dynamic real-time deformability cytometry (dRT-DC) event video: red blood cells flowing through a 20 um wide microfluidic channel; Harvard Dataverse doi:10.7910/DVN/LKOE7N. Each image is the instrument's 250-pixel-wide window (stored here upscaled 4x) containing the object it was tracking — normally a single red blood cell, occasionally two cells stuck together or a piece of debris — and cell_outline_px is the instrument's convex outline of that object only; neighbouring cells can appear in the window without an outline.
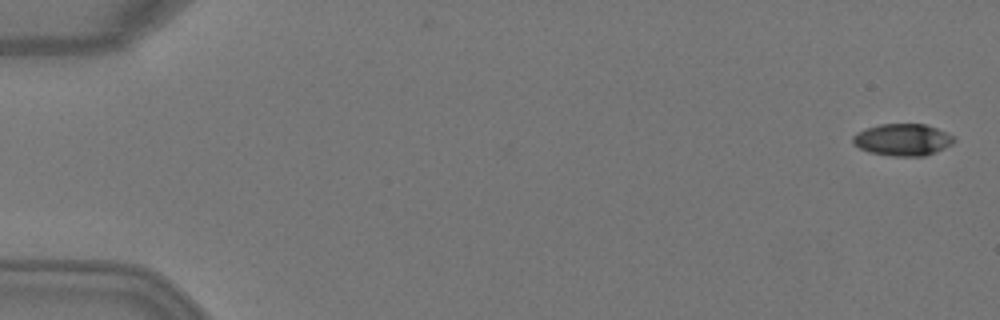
{"species": "Egyptian fruit bat (a non-hibernating species)", "species_latin": "Rousettus aegyptiacus", "temperature_condition": "warm", "stored_images_in_passage": 4, "camera_frame_rate_fps": 3000, "um_per_image_px": 0.085, "animal": {"sex": "female"}, "frame": {"image": 1, "passage_image": 1, "time_ms": 0.0, "image_size_px": [1000, 320], "cell_outline_px": [[956, 140], [952, 144], [936, 152], [924, 156], [892, 156], [868, 152], [852, 144], [852, 136], [856, 132], [864, 128], [880, 124], [924, 124], [936, 128], [956, 136]], "centroid_in_image_um": [76.71, 11.87], "position_along_channel_um": 8.3, "area_um2": 19.07}}
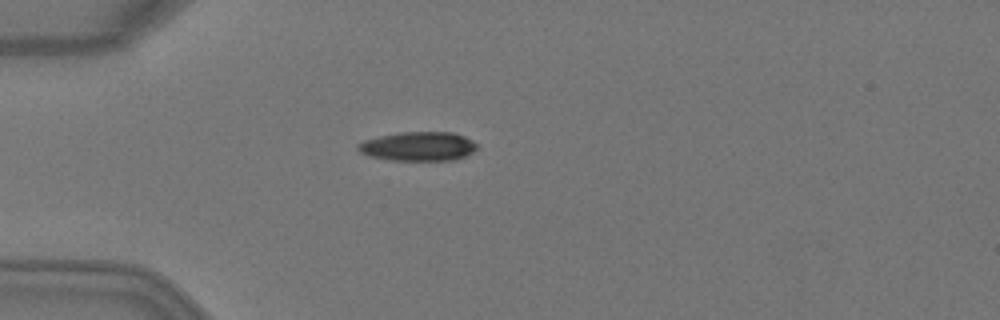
{"frame": {"image": 2, "passage_image": 4, "time_ms": 1.0, "image_size_px": [1000, 320], "cell_outline_px": [[476, 148], [472, 152], [456, 160], [392, 160], [368, 156], [360, 152], [356, 148], [356, 144], [364, 140], [380, 136], [400, 132], [452, 132], [464, 136], [472, 140], [476, 144]], "centroid_in_image_um": [35.52, 12.44], "position_along_channel_um": 49.5, "area_um2": 20.17}}